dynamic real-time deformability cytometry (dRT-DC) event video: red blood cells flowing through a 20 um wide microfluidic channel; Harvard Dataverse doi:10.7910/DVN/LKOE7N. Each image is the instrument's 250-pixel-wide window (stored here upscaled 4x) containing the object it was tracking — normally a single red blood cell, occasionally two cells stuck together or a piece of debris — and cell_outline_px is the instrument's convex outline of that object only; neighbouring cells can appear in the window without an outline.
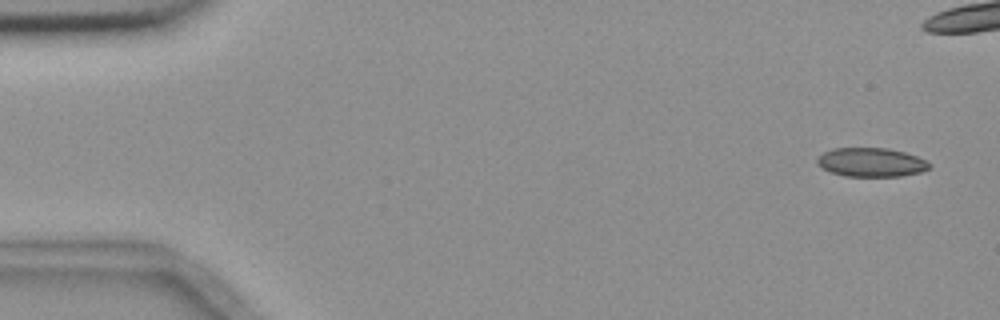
{"species": "common noctule bat (a hibernating species)", "species_latin": "Nyctalus noctula", "temperature_condition": "room temperature", "stored_images_in_passage": 9, "segment_of_instrument_passage": [1, 2], "camera_frame_rate_fps": 3000, "um_per_image_px": 0.085, "animal": {"sex": "female", "body_mass_g": 18.4}, "frame": {"image": 1, "passage_image": 1, "time_ms": 0.0, "image_size_px": [1000, 320], "cell_outline_px": [[932, 164], [928, 168], [920, 172], [900, 176], [844, 176], [832, 172], [816, 164], [816, 160], [824, 152], [832, 148], [888, 148], [904, 152], [916, 156]], "centroid_in_image_um": [74.04, 13.79], "position_along_channel_um": 11.0, "area_um2": 18.73}}
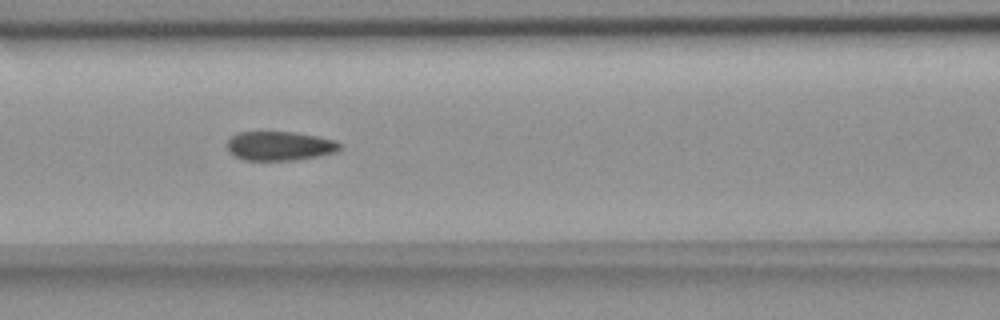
{"frame": {"image": 2, "passage_image": 7, "time_ms": 7.0, "image_size_px": [1000, 320], "cell_outline_px": [[340, 148], [336, 152], [320, 156], [296, 160], [244, 160], [228, 152], [228, 140], [232, 136], [240, 132], [292, 132], [316, 136], [336, 140], [340, 144]], "centroid_in_image_um": [23.79, 12.41], "position_along_channel_um": 142.8, "area_um2": 19.07}}
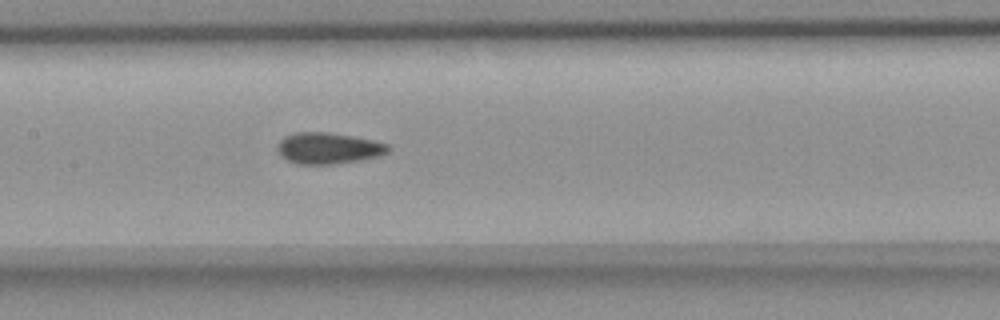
{"frame": {"image": 3, "passage_image": 8, "time_ms": 8.0, "image_size_px": [1000, 320], "cell_outline_px": [[392, 148], [388, 152], [380, 156], [360, 160], [332, 164], [296, 164], [288, 160], [276, 148], [280, 140], [284, 136], [296, 132], [328, 132], [352, 136], [372, 140], [388, 144]], "centroid_in_image_um": [27.93, 12.59], "position_along_channel_um": 179.5, "area_um2": 20.11}}